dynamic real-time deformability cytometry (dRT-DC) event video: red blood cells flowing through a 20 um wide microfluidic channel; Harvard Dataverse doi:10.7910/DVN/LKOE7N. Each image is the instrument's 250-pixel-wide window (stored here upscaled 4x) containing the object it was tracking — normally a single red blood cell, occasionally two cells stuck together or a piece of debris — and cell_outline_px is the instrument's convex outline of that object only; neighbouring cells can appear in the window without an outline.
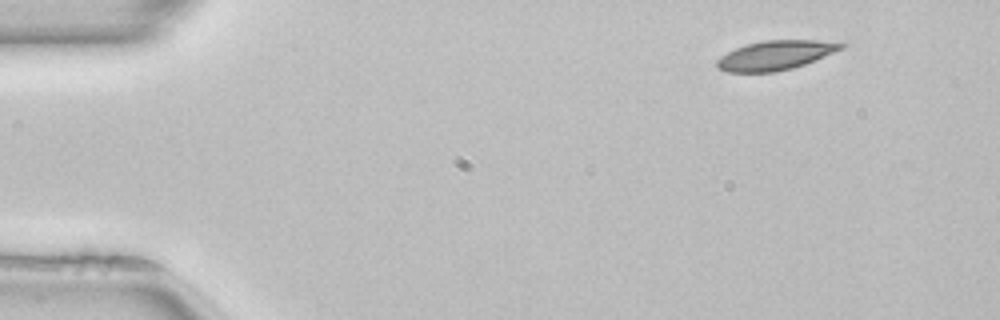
{"species": "common noctule bat (a hibernating species)", "species_latin": "Nyctalus noctula", "temperature_condition": "room temperature", "stored_images_in_passage": 47, "camera_frame_rate_fps": 3000, "um_per_image_px": 0.085, "animal": {"sex": "female", "body_mass_g": 22.7, "forearm_length_mm": 54.2}, "frame": {"image": 1, "passage_image": 1, "time_ms": 0.0, "image_size_px": [1000, 320], "cell_outline_px": [[848, 44], [844, 48], [804, 64], [792, 68], [776, 72], [728, 72], [716, 68], [716, 60], [720, 56], [736, 48], [748, 44], [764, 40], [812, 40]], "centroid_in_image_um": [65.87, 4.7], "position_along_channel_um": 19.1, "area_um2": 21.04}}
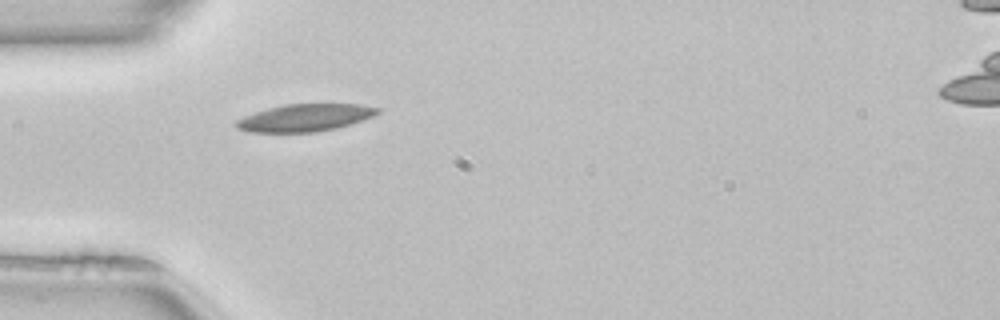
{"frame": {"image": 2, "passage_image": 11, "time_ms": 3.333, "image_size_px": [1000, 320], "cell_outline_px": [[380, 112], [372, 116], [352, 124], [336, 128], [316, 132], [248, 132], [236, 128], [236, 120], [244, 116], [268, 108], [284, 104], [360, 104], [380, 108]], "centroid_in_image_um": [25.93, 10.01], "position_along_channel_um": 59.1, "area_um2": 22.48}}
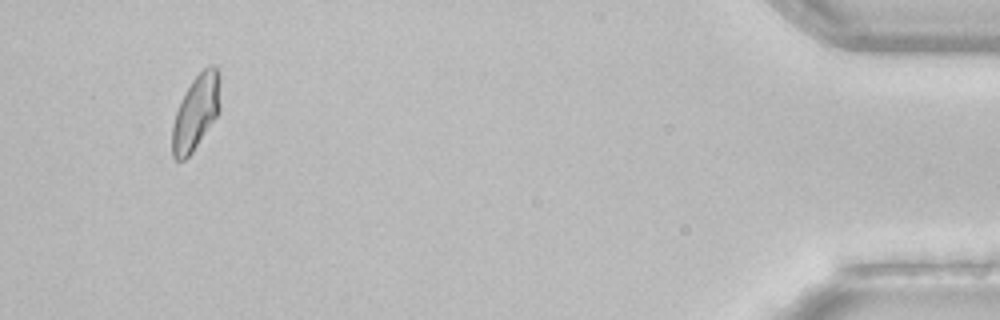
{"frame": {"image": 3, "passage_image": 44, "time_ms": 14.333, "image_size_px": [1000, 320], "cell_outline_px": [[220, 112], [192, 152], [184, 160], [176, 160], [172, 156], [172, 124], [176, 112], [192, 80], [208, 64], [212, 64], [220, 68]], "centroid_in_image_um": [16.69, 9.51], "position_along_channel_um": 418.5, "area_um2": 21.04}, "authors_computed_cell_mechanics": {"area_um2": 21.1548, "velocity_mm_per_s": 4.0013, "shape_relaxation_time_tau1_ms": 4.2334, "shape_relaxation_time_tau2_ms": null, "deformation_change_tau1": 0.1105, "deformation_change_tau2": null}}